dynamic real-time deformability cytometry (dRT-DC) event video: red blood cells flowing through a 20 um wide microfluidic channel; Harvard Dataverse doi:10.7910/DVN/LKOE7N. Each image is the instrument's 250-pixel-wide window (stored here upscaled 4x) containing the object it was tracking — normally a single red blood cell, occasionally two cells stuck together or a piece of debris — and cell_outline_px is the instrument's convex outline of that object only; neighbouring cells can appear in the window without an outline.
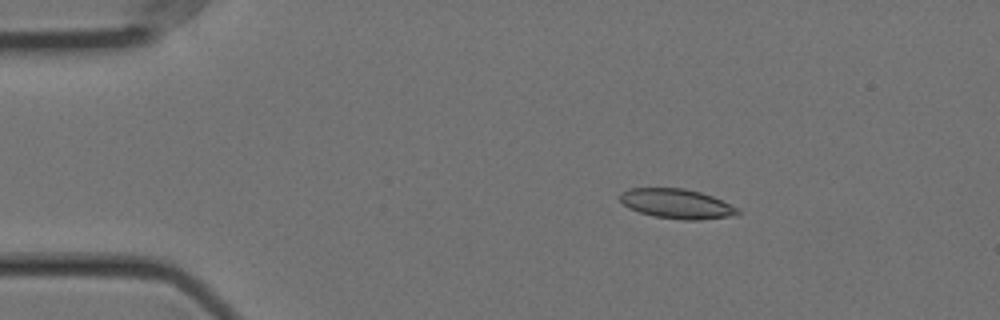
{"species": "Egyptian fruit bat (a non-hibernating species)", "species_latin": "Rousettus aegyptiacus", "temperature_condition": "cold", "stored_images_in_passage": 48, "camera_frame_rate_fps": 3000, "um_per_image_px": 0.085, "animal": {"sex": "female"}, "frame": {"image": 1, "passage_image": 1, "time_ms": 0.0, "image_size_px": [1000, 320], "cell_outline_px": [[740, 212], [728, 216], [700, 220], [684, 220], [652, 216], [628, 208], [620, 200], [620, 192], [628, 188], [684, 188], [700, 192], [712, 196], [740, 208]], "centroid_in_image_um": [57.5, 17.31], "position_along_channel_um": 27.5, "area_um2": 20.35}}
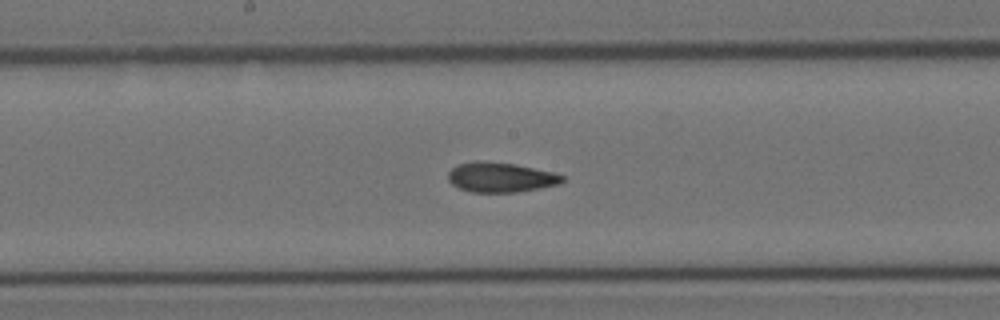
{"frame": {"image": 2, "passage_image": 21, "time_ms": 6.667, "image_size_px": [1000, 320], "cell_outline_px": [[564, 180], [560, 184], [516, 192], [472, 192], [460, 188], [452, 184], [448, 180], [448, 172], [456, 164], [476, 160], [480, 160], [516, 164], [552, 172], [564, 176]], "centroid_in_image_um": [42.52, 15.05], "position_along_channel_um": 205.7, "area_um2": 19.88}}
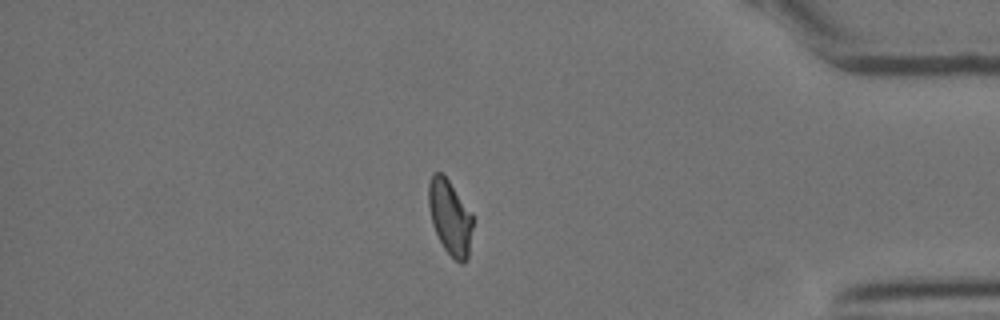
{"frame": {"image": 3, "passage_image": 40, "time_ms": 13.0, "image_size_px": [1000, 320], "cell_outline_px": [[472, 228], [468, 256], [464, 264], [460, 264], [444, 248], [432, 224], [428, 208], [428, 184], [432, 172], [440, 172], [448, 180], [472, 212]], "centroid_in_image_um": [38.24, 18.45], "position_along_channel_um": 397.0, "area_um2": 19.19}, "authors_computed_cell_mechanics": {"area_um2": 20.0277, "velocity_mm_per_s": 3.5511, "shape_relaxation_time_tau1_ms": 9.7019, "shape_relaxation_time_tau2_ms": 2.9887, "deformation_change_tau1": 0.2067, "deformation_change_tau2": 0.0905}}